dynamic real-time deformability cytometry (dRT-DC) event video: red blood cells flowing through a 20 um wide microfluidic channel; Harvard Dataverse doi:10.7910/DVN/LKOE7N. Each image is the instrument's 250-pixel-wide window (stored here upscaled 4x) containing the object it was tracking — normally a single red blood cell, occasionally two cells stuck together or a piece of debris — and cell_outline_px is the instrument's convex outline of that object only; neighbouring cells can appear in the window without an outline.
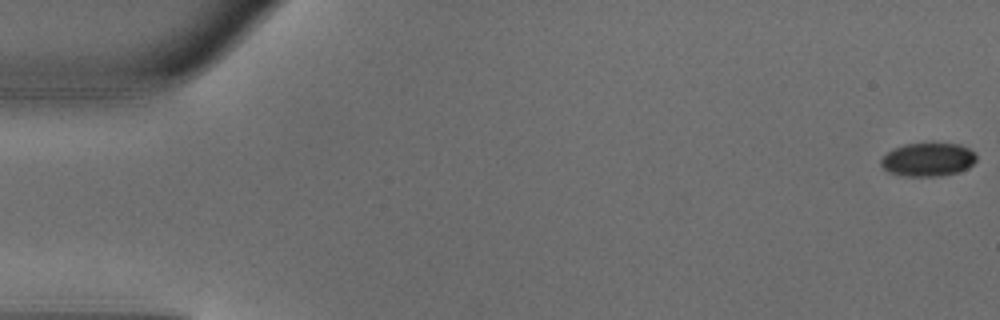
{"species": "common noctule bat (a hibernating species)", "species_latin": "Nyctalus noctula", "temperature_condition": "warm", "stored_images_in_passage": 49, "camera_frame_rate_fps": 3000, "um_per_image_px": 0.085, "animal": {"sex": "male", "body_mass_g": 18.8}, "frame": {"image": 1, "passage_image": 1, "time_ms": 0.0, "image_size_px": [1000, 320], "cell_outline_px": [[976, 160], [968, 168], [956, 172], [940, 176], [904, 176], [888, 172], [880, 164], [880, 160], [888, 152], [904, 144], [932, 140], [960, 144], [976, 152]], "centroid_in_image_um": [78.9, 13.51], "position_along_channel_um": 6.1, "area_um2": 19.25}}
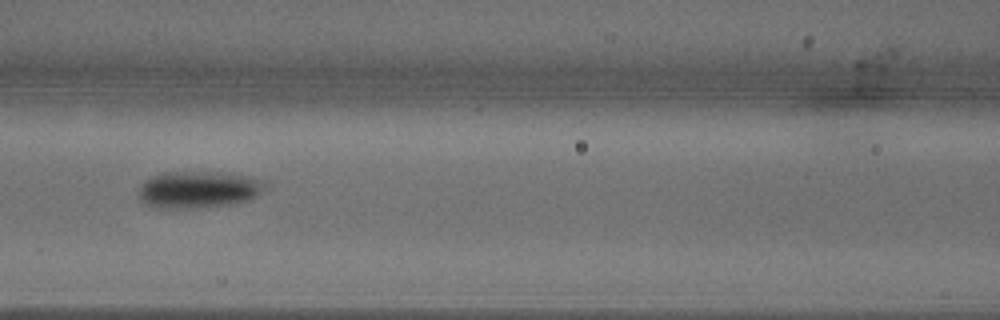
{"frame": {"image": 2, "passage_image": 22, "time_ms": 7.0, "image_size_px": [1000, 320], "cell_outline_px": [[264, 188], [260, 192], [248, 200], [232, 204], [192, 208], [152, 208], [144, 204], [140, 200], [140, 184], [144, 180], [152, 176], [164, 172], [216, 172], [252, 176], [264, 180]], "centroid_in_image_um": [16.82, 16.11], "position_along_channel_um": 149.8, "area_um2": 27.28}}
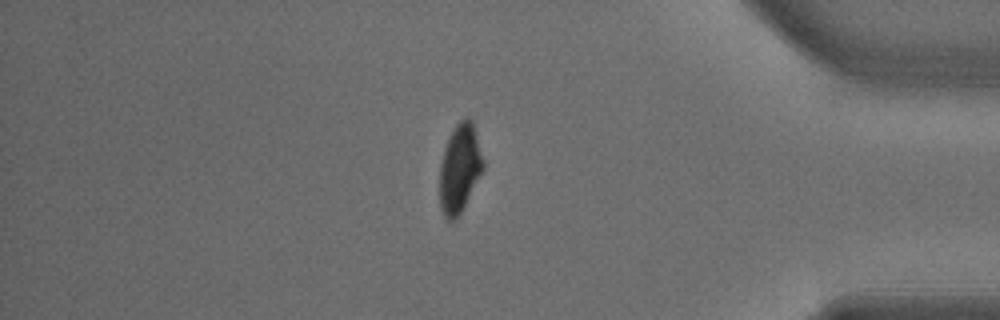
{"frame": {"image": 3, "passage_image": 42, "time_ms": 13.667, "image_size_px": [1000, 320], "cell_outline_px": [[484, 168], [460, 212], [452, 220], [448, 220], [444, 216], [440, 208], [440, 164], [444, 148], [456, 124], [464, 116], [468, 116], [472, 120], [484, 160]], "centroid_in_image_um": [39.07, 14.26], "position_along_channel_um": 396.1, "area_um2": 22.08}}